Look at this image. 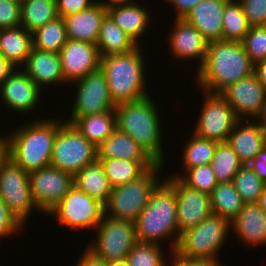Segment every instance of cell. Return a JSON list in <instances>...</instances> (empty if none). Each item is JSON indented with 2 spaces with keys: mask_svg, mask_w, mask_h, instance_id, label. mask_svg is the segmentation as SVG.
Segmentation results:
<instances>
[{
  "mask_svg": "<svg viewBox=\"0 0 266 266\" xmlns=\"http://www.w3.org/2000/svg\"><path fill=\"white\" fill-rule=\"evenodd\" d=\"M223 40L241 42L250 25L238 0H229L223 12Z\"/></svg>",
  "mask_w": 266,
  "mask_h": 266,
  "instance_id": "cell-37",
  "label": "cell"
},
{
  "mask_svg": "<svg viewBox=\"0 0 266 266\" xmlns=\"http://www.w3.org/2000/svg\"><path fill=\"white\" fill-rule=\"evenodd\" d=\"M256 204L266 215V187L264 188L262 194L259 196L258 202Z\"/></svg>",
  "mask_w": 266,
  "mask_h": 266,
  "instance_id": "cell-54",
  "label": "cell"
},
{
  "mask_svg": "<svg viewBox=\"0 0 266 266\" xmlns=\"http://www.w3.org/2000/svg\"><path fill=\"white\" fill-rule=\"evenodd\" d=\"M229 0H202L184 18L210 43L223 40V12Z\"/></svg>",
  "mask_w": 266,
  "mask_h": 266,
  "instance_id": "cell-20",
  "label": "cell"
},
{
  "mask_svg": "<svg viewBox=\"0 0 266 266\" xmlns=\"http://www.w3.org/2000/svg\"><path fill=\"white\" fill-rule=\"evenodd\" d=\"M96 45L100 57L128 53L138 46L108 13L102 20Z\"/></svg>",
  "mask_w": 266,
  "mask_h": 266,
  "instance_id": "cell-28",
  "label": "cell"
},
{
  "mask_svg": "<svg viewBox=\"0 0 266 266\" xmlns=\"http://www.w3.org/2000/svg\"><path fill=\"white\" fill-rule=\"evenodd\" d=\"M72 124L89 142L98 147L117 128L116 112L112 109L99 114L82 116Z\"/></svg>",
  "mask_w": 266,
  "mask_h": 266,
  "instance_id": "cell-30",
  "label": "cell"
},
{
  "mask_svg": "<svg viewBox=\"0 0 266 266\" xmlns=\"http://www.w3.org/2000/svg\"><path fill=\"white\" fill-rule=\"evenodd\" d=\"M231 229L248 246L266 244V215L256 203L244 204Z\"/></svg>",
  "mask_w": 266,
  "mask_h": 266,
  "instance_id": "cell-23",
  "label": "cell"
},
{
  "mask_svg": "<svg viewBox=\"0 0 266 266\" xmlns=\"http://www.w3.org/2000/svg\"><path fill=\"white\" fill-rule=\"evenodd\" d=\"M213 214L232 222L243 209L244 202L231 182L218 183L210 194Z\"/></svg>",
  "mask_w": 266,
  "mask_h": 266,
  "instance_id": "cell-33",
  "label": "cell"
},
{
  "mask_svg": "<svg viewBox=\"0 0 266 266\" xmlns=\"http://www.w3.org/2000/svg\"><path fill=\"white\" fill-rule=\"evenodd\" d=\"M20 7L18 0H0V29L20 26Z\"/></svg>",
  "mask_w": 266,
  "mask_h": 266,
  "instance_id": "cell-43",
  "label": "cell"
},
{
  "mask_svg": "<svg viewBox=\"0 0 266 266\" xmlns=\"http://www.w3.org/2000/svg\"><path fill=\"white\" fill-rule=\"evenodd\" d=\"M254 74L259 83L266 90V60L254 64Z\"/></svg>",
  "mask_w": 266,
  "mask_h": 266,
  "instance_id": "cell-51",
  "label": "cell"
},
{
  "mask_svg": "<svg viewBox=\"0 0 266 266\" xmlns=\"http://www.w3.org/2000/svg\"><path fill=\"white\" fill-rule=\"evenodd\" d=\"M97 160L101 163L111 188L136 180L156 164L155 161H131L117 158Z\"/></svg>",
  "mask_w": 266,
  "mask_h": 266,
  "instance_id": "cell-29",
  "label": "cell"
},
{
  "mask_svg": "<svg viewBox=\"0 0 266 266\" xmlns=\"http://www.w3.org/2000/svg\"><path fill=\"white\" fill-rule=\"evenodd\" d=\"M65 83L85 77L100 68V55L96 44L67 39L59 52Z\"/></svg>",
  "mask_w": 266,
  "mask_h": 266,
  "instance_id": "cell-17",
  "label": "cell"
},
{
  "mask_svg": "<svg viewBox=\"0 0 266 266\" xmlns=\"http://www.w3.org/2000/svg\"><path fill=\"white\" fill-rule=\"evenodd\" d=\"M107 266H130V265L128 264V261L125 258L122 260L108 262Z\"/></svg>",
  "mask_w": 266,
  "mask_h": 266,
  "instance_id": "cell-55",
  "label": "cell"
},
{
  "mask_svg": "<svg viewBox=\"0 0 266 266\" xmlns=\"http://www.w3.org/2000/svg\"><path fill=\"white\" fill-rule=\"evenodd\" d=\"M111 158L154 161L131 136L118 128L97 147V159Z\"/></svg>",
  "mask_w": 266,
  "mask_h": 266,
  "instance_id": "cell-26",
  "label": "cell"
},
{
  "mask_svg": "<svg viewBox=\"0 0 266 266\" xmlns=\"http://www.w3.org/2000/svg\"><path fill=\"white\" fill-rule=\"evenodd\" d=\"M142 4L134 3L107 8V13L114 22L138 45L140 38L147 34L151 24L150 10ZM149 28V29H148Z\"/></svg>",
  "mask_w": 266,
  "mask_h": 266,
  "instance_id": "cell-25",
  "label": "cell"
},
{
  "mask_svg": "<svg viewBox=\"0 0 266 266\" xmlns=\"http://www.w3.org/2000/svg\"><path fill=\"white\" fill-rule=\"evenodd\" d=\"M48 214L62 227L96 229L104 215V204L74 185Z\"/></svg>",
  "mask_w": 266,
  "mask_h": 266,
  "instance_id": "cell-11",
  "label": "cell"
},
{
  "mask_svg": "<svg viewBox=\"0 0 266 266\" xmlns=\"http://www.w3.org/2000/svg\"><path fill=\"white\" fill-rule=\"evenodd\" d=\"M162 251L161 245L138 242L128 253L126 260L130 266H166Z\"/></svg>",
  "mask_w": 266,
  "mask_h": 266,
  "instance_id": "cell-40",
  "label": "cell"
},
{
  "mask_svg": "<svg viewBox=\"0 0 266 266\" xmlns=\"http://www.w3.org/2000/svg\"><path fill=\"white\" fill-rule=\"evenodd\" d=\"M96 229L94 242L86 248L107 263L125 259L138 243L135 224L130 220L113 219L103 215Z\"/></svg>",
  "mask_w": 266,
  "mask_h": 266,
  "instance_id": "cell-10",
  "label": "cell"
},
{
  "mask_svg": "<svg viewBox=\"0 0 266 266\" xmlns=\"http://www.w3.org/2000/svg\"><path fill=\"white\" fill-rule=\"evenodd\" d=\"M192 135L189 140H186L181 155L183 156L181 168L184 169V172L190 168L210 164L218 144L217 141L199 137L194 133Z\"/></svg>",
  "mask_w": 266,
  "mask_h": 266,
  "instance_id": "cell-35",
  "label": "cell"
},
{
  "mask_svg": "<svg viewBox=\"0 0 266 266\" xmlns=\"http://www.w3.org/2000/svg\"><path fill=\"white\" fill-rule=\"evenodd\" d=\"M164 164L156 163L136 180L111 189L104 204V215L134 222L146 207L151 193L160 182ZM160 171V173H159Z\"/></svg>",
  "mask_w": 266,
  "mask_h": 266,
  "instance_id": "cell-6",
  "label": "cell"
},
{
  "mask_svg": "<svg viewBox=\"0 0 266 266\" xmlns=\"http://www.w3.org/2000/svg\"><path fill=\"white\" fill-rule=\"evenodd\" d=\"M232 183L245 204L257 203L266 187V183L260 180L248 165H243L239 169Z\"/></svg>",
  "mask_w": 266,
  "mask_h": 266,
  "instance_id": "cell-38",
  "label": "cell"
},
{
  "mask_svg": "<svg viewBox=\"0 0 266 266\" xmlns=\"http://www.w3.org/2000/svg\"><path fill=\"white\" fill-rule=\"evenodd\" d=\"M176 208L175 177L166 176L154 188L146 207L134 221L137 241L163 245L160 242L164 239H173L171 253L175 252L181 236L177 228Z\"/></svg>",
  "mask_w": 266,
  "mask_h": 266,
  "instance_id": "cell-1",
  "label": "cell"
},
{
  "mask_svg": "<svg viewBox=\"0 0 266 266\" xmlns=\"http://www.w3.org/2000/svg\"><path fill=\"white\" fill-rule=\"evenodd\" d=\"M172 4L176 10V19H184L186 15L202 0H164Z\"/></svg>",
  "mask_w": 266,
  "mask_h": 266,
  "instance_id": "cell-48",
  "label": "cell"
},
{
  "mask_svg": "<svg viewBox=\"0 0 266 266\" xmlns=\"http://www.w3.org/2000/svg\"><path fill=\"white\" fill-rule=\"evenodd\" d=\"M171 266H222L219 259H192L185 257H171Z\"/></svg>",
  "mask_w": 266,
  "mask_h": 266,
  "instance_id": "cell-47",
  "label": "cell"
},
{
  "mask_svg": "<svg viewBox=\"0 0 266 266\" xmlns=\"http://www.w3.org/2000/svg\"><path fill=\"white\" fill-rule=\"evenodd\" d=\"M175 198L177 228L180 235L213 213L210 195L188 187L177 177H175Z\"/></svg>",
  "mask_w": 266,
  "mask_h": 266,
  "instance_id": "cell-16",
  "label": "cell"
},
{
  "mask_svg": "<svg viewBox=\"0 0 266 266\" xmlns=\"http://www.w3.org/2000/svg\"><path fill=\"white\" fill-rule=\"evenodd\" d=\"M241 43L254 64L266 60V26H251Z\"/></svg>",
  "mask_w": 266,
  "mask_h": 266,
  "instance_id": "cell-41",
  "label": "cell"
},
{
  "mask_svg": "<svg viewBox=\"0 0 266 266\" xmlns=\"http://www.w3.org/2000/svg\"><path fill=\"white\" fill-rule=\"evenodd\" d=\"M96 160L97 147L64 121L57 130L50 165L75 176Z\"/></svg>",
  "mask_w": 266,
  "mask_h": 266,
  "instance_id": "cell-8",
  "label": "cell"
},
{
  "mask_svg": "<svg viewBox=\"0 0 266 266\" xmlns=\"http://www.w3.org/2000/svg\"><path fill=\"white\" fill-rule=\"evenodd\" d=\"M21 69L41 90L44 86L65 83L59 53L32 47Z\"/></svg>",
  "mask_w": 266,
  "mask_h": 266,
  "instance_id": "cell-21",
  "label": "cell"
},
{
  "mask_svg": "<svg viewBox=\"0 0 266 266\" xmlns=\"http://www.w3.org/2000/svg\"><path fill=\"white\" fill-rule=\"evenodd\" d=\"M24 227L0 199V239L11 237Z\"/></svg>",
  "mask_w": 266,
  "mask_h": 266,
  "instance_id": "cell-44",
  "label": "cell"
},
{
  "mask_svg": "<svg viewBox=\"0 0 266 266\" xmlns=\"http://www.w3.org/2000/svg\"><path fill=\"white\" fill-rule=\"evenodd\" d=\"M74 185L103 204L107 202L112 189L98 160L86 165L74 176Z\"/></svg>",
  "mask_w": 266,
  "mask_h": 266,
  "instance_id": "cell-31",
  "label": "cell"
},
{
  "mask_svg": "<svg viewBox=\"0 0 266 266\" xmlns=\"http://www.w3.org/2000/svg\"><path fill=\"white\" fill-rule=\"evenodd\" d=\"M5 156V137L0 136V160Z\"/></svg>",
  "mask_w": 266,
  "mask_h": 266,
  "instance_id": "cell-56",
  "label": "cell"
},
{
  "mask_svg": "<svg viewBox=\"0 0 266 266\" xmlns=\"http://www.w3.org/2000/svg\"><path fill=\"white\" fill-rule=\"evenodd\" d=\"M204 103L193 133L199 137L227 142L235 124L239 121L234 110L220 94L202 91Z\"/></svg>",
  "mask_w": 266,
  "mask_h": 266,
  "instance_id": "cell-13",
  "label": "cell"
},
{
  "mask_svg": "<svg viewBox=\"0 0 266 266\" xmlns=\"http://www.w3.org/2000/svg\"><path fill=\"white\" fill-rule=\"evenodd\" d=\"M137 46L124 54L101 57L100 69L104 72L113 103L134 102L148 95L145 79V59L143 50Z\"/></svg>",
  "mask_w": 266,
  "mask_h": 266,
  "instance_id": "cell-5",
  "label": "cell"
},
{
  "mask_svg": "<svg viewBox=\"0 0 266 266\" xmlns=\"http://www.w3.org/2000/svg\"><path fill=\"white\" fill-rule=\"evenodd\" d=\"M231 222L216 214L209 215L194 228L181 234L171 257L216 260L230 234Z\"/></svg>",
  "mask_w": 266,
  "mask_h": 266,
  "instance_id": "cell-7",
  "label": "cell"
},
{
  "mask_svg": "<svg viewBox=\"0 0 266 266\" xmlns=\"http://www.w3.org/2000/svg\"><path fill=\"white\" fill-rule=\"evenodd\" d=\"M115 112L117 128L131 136L156 163L164 164L163 130L152 97L119 104Z\"/></svg>",
  "mask_w": 266,
  "mask_h": 266,
  "instance_id": "cell-4",
  "label": "cell"
},
{
  "mask_svg": "<svg viewBox=\"0 0 266 266\" xmlns=\"http://www.w3.org/2000/svg\"><path fill=\"white\" fill-rule=\"evenodd\" d=\"M57 17L56 0H28L21 3L20 25L30 33Z\"/></svg>",
  "mask_w": 266,
  "mask_h": 266,
  "instance_id": "cell-32",
  "label": "cell"
},
{
  "mask_svg": "<svg viewBox=\"0 0 266 266\" xmlns=\"http://www.w3.org/2000/svg\"><path fill=\"white\" fill-rule=\"evenodd\" d=\"M107 8L97 0L90 8L63 17L67 38L71 40L96 44L103 18Z\"/></svg>",
  "mask_w": 266,
  "mask_h": 266,
  "instance_id": "cell-22",
  "label": "cell"
},
{
  "mask_svg": "<svg viewBox=\"0 0 266 266\" xmlns=\"http://www.w3.org/2000/svg\"><path fill=\"white\" fill-rule=\"evenodd\" d=\"M75 266H107V262L97 257L88 248L84 250L83 254L77 259Z\"/></svg>",
  "mask_w": 266,
  "mask_h": 266,
  "instance_id": "cell-49",
  "label": "cell"
},
{
  "mask_svg": "<svg viewBox=\"0 0 266 266\" xmlns=\"http://www.w3.org/2000/svg\"><path fill=\"white\" fill-rule=\"evenodd\" d=\"M262 180L266 183V147L264 146L254 157V159L247 164Z\"/></svg>",
  "mask_w": 266,
  "mask_h": 266,
  "instance_id": "cell-46",
  "label": "cell"
},
{
  "mask_svg": "<svg viewBox=\"0 0 266 266\" xmlns=\"http://www.w3.org/2000/svg\"><path fill=\"white\" fill-rule=\"evenodd\" d=\"M177 173H174L172 177H177L188 187L209 195L218 184L210 164L190 168L183 175L181 172Z\"/></svg>",
  "mask_w": 266,
  "mask_h": 266,
  "instance_id": "cell-39",
  "label": "cell"
},
{
  "mask_svg": "<svg viewBox=\"0 0 266 266\" xmlns=\"http://www.w3.org/2000/svg\"><path fill=\"white\" fill-rule=\"evenodd\" d=\"M106 8H112L115 6H124L134 4V0H106L100 1Z\"/></svg>",
  "mask_w": 266,
  "mask_h": 266,
  "instance_id": "cell-52",
  "label": "cell"
},
{
  "mask_svg": "<svg viewBox=\"0 0 266 266\" xmlns=\"http://www.w3.org/2000/svg\"><path fill=\"white\" fill-rule=\"evenodd\" d=\"M227 142L244 165L251 162L264 147L262 129L257 120L252 122L239 120L230 133Z\"/></svg>",
  "mask_w": 266,
  "mask_h": 266,
  "instance_id": "cell-24",
  "label": "cell"
},
{
  "mask_svg": "<svg viewBox=\"0 0 266 266\" xmlns=\"http://www.w3.org/2000/svg\"><path fill=\"white\" fill-rule=\"evenodd\" d=\"M14 69H16V67L0 54V86Z\"/></svg>",
  "mask_w": 266,
  "mask_h": 266,
  "instance_id": "cell-50",
  "label": "cell"
},
{
  "mask_svg": "<svg viewBox=\"0 0 266 266\" xmlns=\"http://www.w3.org/2000/svg\"><path fill=\"white\" fill-rule=\"evenodd\" d=\"M0 199L23 226L34 209L39 211L31 194L29 172L6 155L0 160Z\"/></svg>",
  "mask_w": 266,
  "mask_h": 266,
  "instance_id": "cell-9",
  "label": "cell"
},
{
  "mask_svg": "<svg viewBox=\"0 0 266 266\" xmlns=\"http://www.w3.org/2000/svg\"><path fill=\"white\" fill-rule=\"evenodd\" d=\"M218 183L231 182L235 174L244 165L228 142L217 144L210 162Z\"/></svg>",
  "mask_w": 266,
  "mask_h": 266,
  "instance_id": "cell-36",
  "label": "cell"
},
{
  "mask_svg": "<svg viewBox=\"0 0 266 266\" xmlns=\"http://www.w3.org/2000/svg\"><path fill=\"white\" fill-rule=\"evenodd\" d=\"M25 1H28V0H18V2L21 4V3H23V2H25Z\"/></svg>",
  "mask_w": 266,
  "mask_h": 266,
  "instance_id": "cell-57",
  "label": "cell"
},
{
  "mask_svg": "<svg viewBox=\"0 0 266 266\" xmlns=\"http://www.w3.org/2000/svg\"><path fill=\"white\" fill-rule=\"evenodd\" d=\"M196 72L198 88L220 94L231 84L254 73V63L241 42L213 41L208 43L206 60Z\"/></svg>",
  "mask_w": 266,
  "mask_h": 266,
  "instance_id": "cell-2",
  "label": "cell"
},
{
  "mask_svg": "<svg viewBox=\"0 0 266 266\" xmlns=\"http://www.w3.org/2000/svg\"><path fill=\"white\" fill-rule=\"evenodd\" d=\"M97 0H56L57 13L59 17L78 13L94 5Z\"/></svg>",
  "mask_w": 266,
  "mask_h": 266,
  "instance_id": "cell-45",
  "label": "cell"
},
{
  "mask_svg": "<svg viewBox=\"0 0 266 266\" xmlns=\"http://www.w3.org/2000/svg\"><path fill=\"white\" fill-rule=\"evenodd\" d=\"M67 39L64 19L59 16L32 33L33 47L48 52L59 53Z\"/></svg>",
  "mask_w": 266,
  "mask_h": 266,
  "instance_id": "cell-34",
  "label": "cell"
},
{
  "mask_svg": "<svg viewBox=\"0 0 266 266\" xmlns=\"http://www.w3.org/2000/svg\"><path fill=\"white\" fill-rule=\"evenodd\" d=\"M174 20L173 29L168 33V42L166 43L169 44V49L174 57L173 60H198V71L206 60L208 42L204 39L203 35L185 19L175 18Z\"/></svg>",
  "mask_w": 266,
  "mask_h": 266,
  "instance_id": "cell-19",
  "label": "cell"
},
{
  "mask_svg": "<svg viewBox=\"0 0 266 266\" xmlns=\"http://www.w3.org/2000/svg\"><path fill=\"white\" fill-rule=\"evenodd\" d=\"M41 95L42 90L21 68L14 69L0 86L1 101L16 113L27 114L36 109Z\"/></svg>",
  "mask_w": 266,
  "mask_h": 266,
  "instance_id": "cell-18",
  "label": "cell"
},
{
  "mask_svg": "<svg viewBox=\"0 0 266 266\" xmlns=\"http://www.w3.org/2000/svg\"><path fill=\"white\" fill-rule=\"evenodd\" d=\"M64 121L40 119L29 121L5 137V155L27 172L51 164L57 130Z\"/></svg>",
  "mask_w": 266,
  "mask_h": 266,
  "instance_id": "cell-3",
  "label": "cell"
},
{
  "mask_svg": "<svg viewBox=\"0 0 266 266\" xmlns=\"http://www.w3.org/2000/svg\"><path fill=\"white\" fill-rule=\"evenodd\" d=\"M32 47V33L21 25L0 29V54L16 68L24 65Z\"/></svg>",
  "mask_w": 266,
  "mask_h": 266,
  "instance_id": "cell-27",
  "label": "cell"
},
{
  "mask_svg": "<svg viewBox=\"0 0 266 266\" xmlns=\"http://www.w3.org/2000/svg\"><path fill=\"white\" fill-rule=\"evenodd\" d=\"M250 26H266V0H238Z\"/></svg>",
  "mask_w": 266,
  "mask_h": 266,
  "instance_id": "cell-42",
  "label": "cell"
},
{
  "mask_svg": "<svg viewBox=\"0 0 266 266\" xmlns=\"http://www.w3.org/2000/svg\"><path fill=\"white\" fill-rule=\"evenodd\" d=\"M33 200L39 212L48 214L74 186V176L54 166L29 172Z\"/></svg>",
  "mask_w": 266,
  "mask_h": 266,
  "instance_id": "cell-14",
  "label": "cell"
},
{
  "mask_svg": "<svg viewBox=\"0 0 266 266\" xmlns=\"http://www.w3.org/2000/svg\"><path fill=\"white\" fill-rule=\"evenodd\" d=\"M72 84H76L75 102L71 116L65 122L72 124L79 117L115 109L105 74L100 68Z\"/></svg>",
  "mask_w": 266,
  "mask_h": 266,
  "instance_id": "cell-12",
  "label": "cell"
},
{
  "mask_svg": "<svg viewBox=\"0 0 266 266\" xmlns=\"http://www.w3.org/2000/svg\"><path fill=\"white\" fill-rule=\"evenodd\" d=\"M220 95L239 120H245L246 117L257 120L266 113V90L254 73L231 84Z\"/></svg>",
  "mask_w": 266,
  "mask_h": 266,
  "instance_id": "cell-15",
  "label": "cell"
},
{
  "mask_svg": "<svg viewBox=\"0 0 266 266\" xmlns=\"http://www.w3.org/2000/svg\"><path fill=\"white\" fill-rule=\"evenodd\" d=\"M257 122L259 123V125L262 129L263 143H264V146L266 147V113L263 116H260L257 119Z\"/></svg>",
  "mask_w": 266,
  "mask_h": 266,
  "instance_id": "cell-53",
  "label": "cell"
}]
</instances>
